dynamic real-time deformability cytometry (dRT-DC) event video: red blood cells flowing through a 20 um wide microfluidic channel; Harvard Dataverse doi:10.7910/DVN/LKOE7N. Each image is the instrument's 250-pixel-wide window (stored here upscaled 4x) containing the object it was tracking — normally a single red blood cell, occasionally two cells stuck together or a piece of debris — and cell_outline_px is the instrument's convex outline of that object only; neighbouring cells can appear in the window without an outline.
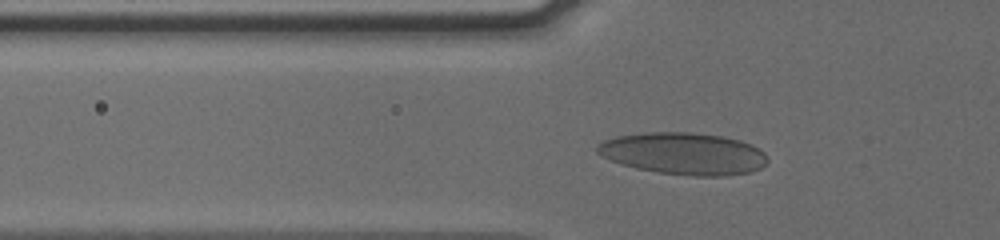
{"species": "human", "species_latin": "Homo sapiens", "temperature_condition": "cold", "stored_images_in_passage": 43, "camera_frame_rate_fps": 3000, "um_per_image_px": 0.085, "donor": {"sex": "male"}, "frame": {"image": 1, "passage_image": 15, "time_ms": 4.667, "image_size_px": [1000, 240], "cell_outline_px": [[768, 160], [760, 168], [752, 172], [724, 176], [692, 176], [656, 172], [636, 168], [612, 160], [596, 152], [596, 148], [604, 140], [616, 136], [648, 132], [692, 132], [724, 136], [740, 140], [752, 144], [760, 148], [764, 152]], "centroid_in_image_um": [58.16, 13.05], "position_along_channel_um": 67.6, "area_um2": 41.73}}
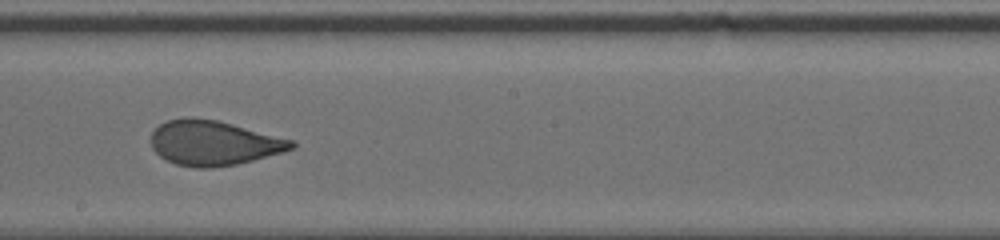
{"frame": {"image": 2, "passage_image": 28, "time_ms": 9.0, "image_size_px": [1000, 240], "cell_outline_px": [[296, 148], [284, 152], [236, 164], [212, 168], [196, 168], [176, 164], [160, 156], [152, 148], [152, 132], [160, 124], [168, 120], [184, 116], [192, 116], [216, 120], [296, 140]], "centroid_in_image_um": [18.19, 12.14], "position_along_channel_um": 230.0, "area_um2": 36.88}}
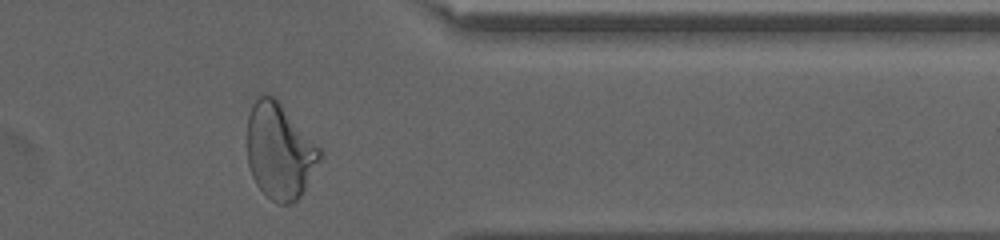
{"frame": {"image": 3, "passage_image": 41, "time_ms": 13.333, "image_size_px": [1000, 240], "cell_outline_px": [[324, 156], [300, 196], [292, 204], [280, 204], [272, 200], [256, 184], [252, 176], [248, 164], [248, 116], [252, 104], [260, 92], [276, 96], [324, 152]], "centroid_in_image_um": [23.79, 12.8], "position_along_channel_um": 387.6, "area_um2": 41.04}, "authors_computed_cell_mechanics": {"area_um2": 36.992, "velocity_mm_per_s": 3.8259, "shape_relaxation_time_tau1_ms": 6.9958, "shape_relaxation_time_tau2_ms": null, "deformation_change_tau1": 0.1874, "deformation_change_tau2": null}}